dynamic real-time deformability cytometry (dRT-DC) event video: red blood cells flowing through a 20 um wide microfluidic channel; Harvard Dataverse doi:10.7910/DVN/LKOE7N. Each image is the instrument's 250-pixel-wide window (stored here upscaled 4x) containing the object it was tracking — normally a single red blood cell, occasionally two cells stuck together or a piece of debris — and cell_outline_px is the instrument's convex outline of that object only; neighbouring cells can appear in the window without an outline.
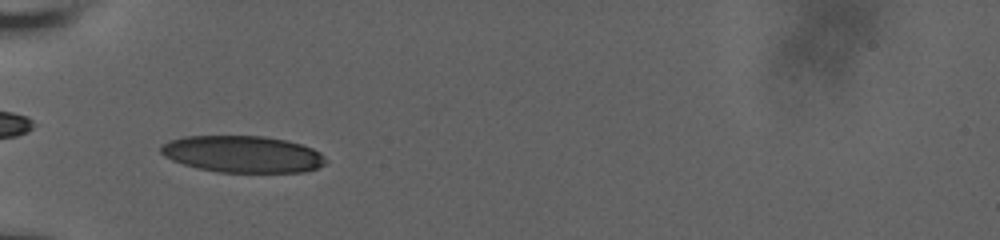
{"species": "human", "species_latin": "Homo sapiens", "temperature_condition": "room temperature", "stored_images_in_passage": 14, "camera_frame_rate_fps": 3000, "um_per_image_px": 0.085, "donor": {"sex": "male"}, "frame": {"image": 1, "passage_image": 8, "time_ms": 3.667, "image_size_px": [1000, 240], "cell_outline_px": [[328, 160], [324, 164], [316, 168], [304, 172], [220, 172], [200, 168], [184, 164], [172, 160], [164, 156], [160, 152], [160, 144], [168, 140], [184, 136], [264, 136], [288, 140], [312, 148], [320, 152]], "centroid_in_image_um": [20.61, 13.09], "position_along_channel_um": 64.4, "area_um2": 35.43}}
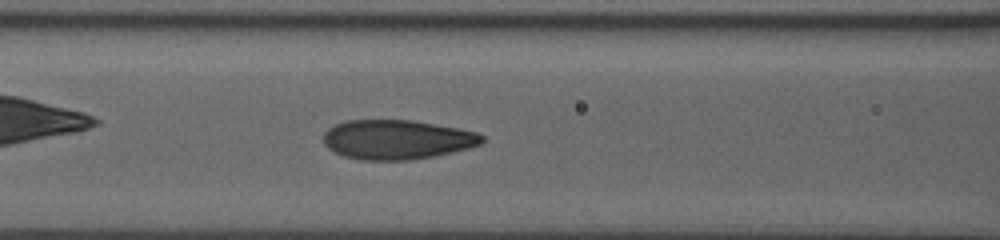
{"frame": {"image": 2, "passage_image": 12, "time_ms": 5.667, "image_size_px": [1000, 240], "cell_outline_px": [[484, 140], [480, 144], [468, 148], [452, 152], [432, 156], [408, 160], [360, 160], [344, 156], [328, 148], [324, 144], [324, 132], [328, 128], [344, 120], [412, 120], [456, 128], [476, 132], [484, 136]], "centroid_in_image_um": [33.71, 11.86], "position_along_channel_um": 132.9, "area_um2": 36.3}}
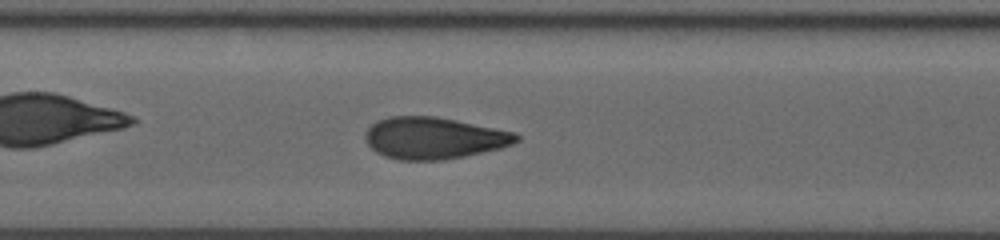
{"frame": {"image": 3, "passage_image": 14, "time_ms": 6.667, "image_size_px": [1000, 240], "cell_outline_px": [[520, 140], [512, 144], [500, 148], [464, 156], [444, 160], [400, 160], [384, 156], [376, 152], [364, 140], [364, 136], [368, 128], [376, 120], [388, 116], [436, 116], [516, 132], [520, 136]], "centroid_in_image_um": [36.86, 11.73], "position_along_channel_um": 170.5, "area_um2": 36.93}}